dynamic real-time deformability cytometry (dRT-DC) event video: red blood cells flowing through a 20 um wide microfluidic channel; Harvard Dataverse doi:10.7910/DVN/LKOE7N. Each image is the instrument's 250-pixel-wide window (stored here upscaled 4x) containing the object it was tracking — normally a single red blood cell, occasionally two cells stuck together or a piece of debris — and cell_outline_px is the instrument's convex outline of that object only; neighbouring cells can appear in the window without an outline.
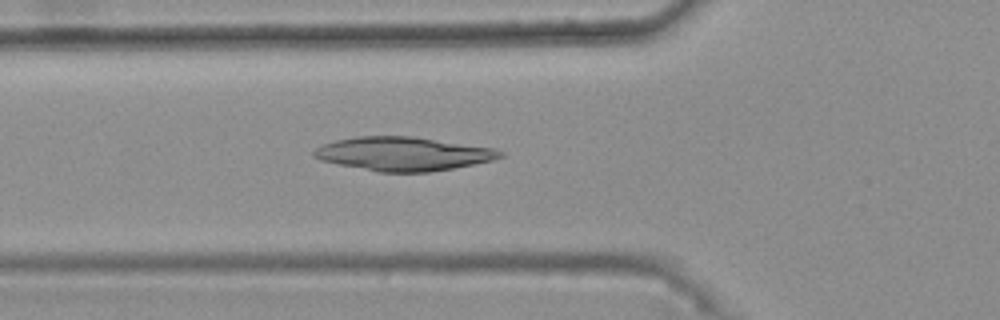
{"species": "common noctule bat (a hibernating species)", "species_latin": "Nyctalus noctula", "temperature_condition": "warm", "stored_images_in_passage": 45, "camera_frame_rate_fps": 3000, "um_per_image_px": 0.085, "animal": {"sex": "female", "body_mass_g": 25.1}, "frame": {"image": 1, "passage_image": 17, "time_ms": 5.333, "image_size_px": [1000, 320], "cell_outline_px": [[504, 156], [492, 160], [452, 168], [428, 172], [380, 172], [320, 160], [312, 156], [312, 152], [316, 148], [324, 144], [336, 140], [356, 136], [412, 136], [492, 148], [504, 152]], "centroid_in_image_um": [34.24, 13.07], "position_along_channel_um": 91.6, "area_um2": 36.18}}
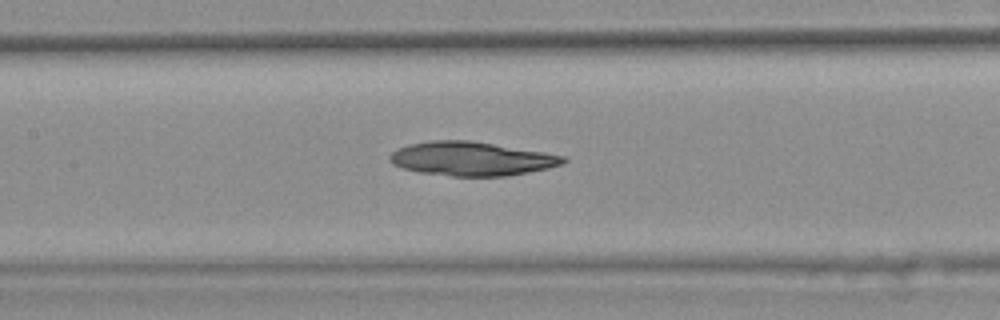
{"frame": {"image": 2, "passage_image": 23, "time_ms": 7.333, "image_size_px": [1000, 320], "cell_outline_px": [[568, 160], [564, 164], [548, 168], [508, 176], [452, 176], [420, 172], [404, 168], [392, 164], [388, 160], [388, 156], [392, 152], [408, 144], [432, 140], [468, 140], [544, 152], [568, 156]], "centroid_in_image_um": [40.1, 13.49], "position_along_channel_um": 167.3, "area_um2": 34.28}}
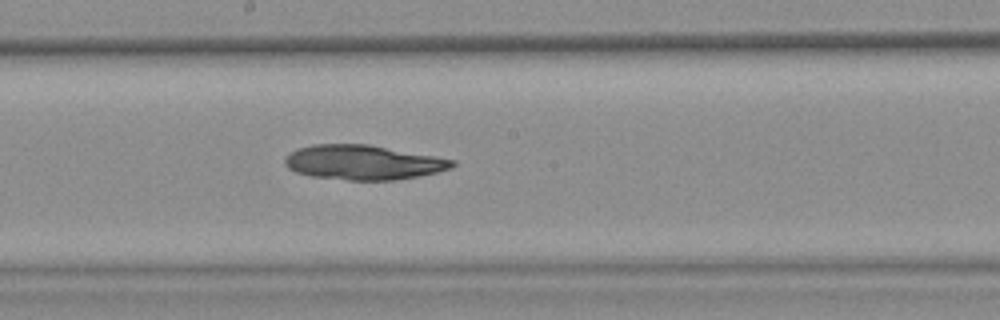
{"frame": {"image": 3, "passage_image": 27, "time_ms": 8.667, "image_size_px": [1000, 320], "cell_outline_px": [[456, 164], [452, 168], [436, 172], [416, 176], [392, 180], [348, 180], [312, 176], [296, 172], [288, 168], [284, 164], [284, 156], [296, 148], [312, 144], [368, 144], [456, 160]], "centroid_in_image_um": [30.82, 13.79], "position_along_channel_um": 217.4, "area_um2": 33.76}}